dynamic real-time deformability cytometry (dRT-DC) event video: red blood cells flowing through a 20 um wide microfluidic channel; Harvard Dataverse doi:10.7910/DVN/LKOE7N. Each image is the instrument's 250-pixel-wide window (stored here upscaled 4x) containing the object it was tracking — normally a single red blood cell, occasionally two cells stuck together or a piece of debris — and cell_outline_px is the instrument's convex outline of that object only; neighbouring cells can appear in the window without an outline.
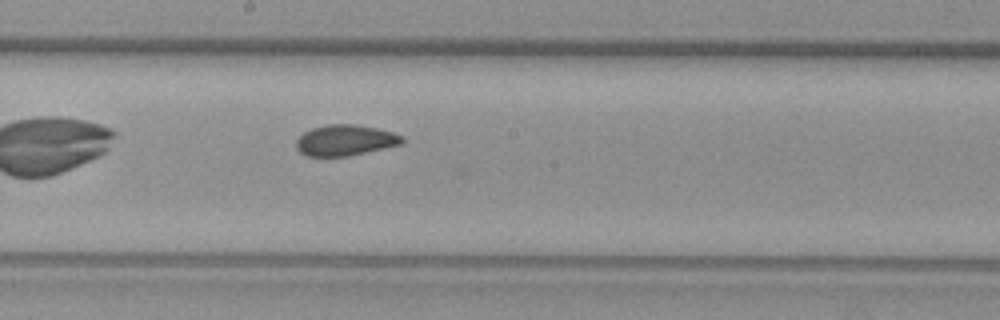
{"species": "common noctule bat (a hibernating species)", "species_latin": "Nyctalus noctula", "temperature_condition": "warm", "stored_images_in_passage": 20, "camera_frame_rate_fps": 3000, "um_per_image_px": 0.085, "animal": {"sex": "female", "body_mass_g": 29.2, "forearm_length_mm": 56.3}, "frame": {"image": 1, "passage_image": 14, "time_ms": 4.333, "image_size_px": [1000, 320], "cell_outline_px": [[404, 140], [400, 144], [348, 156], [308, 156], [300, 152], [296, 148], [296, 140], [304, 132], [312, 128], [328, 124], [356, 124], [376, 128], [392, 132], [404, 136]], "centroid_in_image_um": [29.32, 11.91], "position_along_channel_um": 218.9, "area_um2": 18.9}}